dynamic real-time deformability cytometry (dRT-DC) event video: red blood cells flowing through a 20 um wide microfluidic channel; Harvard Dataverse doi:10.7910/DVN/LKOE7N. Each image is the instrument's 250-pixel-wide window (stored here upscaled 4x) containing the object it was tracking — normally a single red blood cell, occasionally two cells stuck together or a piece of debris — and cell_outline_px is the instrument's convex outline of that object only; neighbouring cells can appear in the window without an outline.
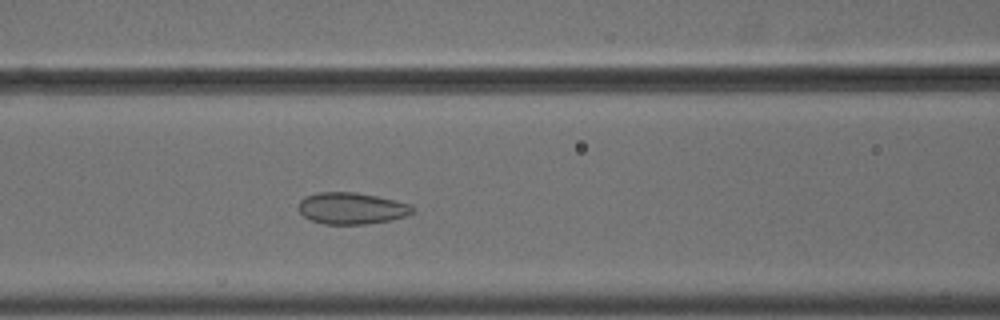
{"species": "common noctule bat (a hibernating species)", "species_latin": "Nyctalus noctula", "temperature_condition": "cold", "stored_images_in_passage": 42, "camera_frame_rate_fps": 3000, "um_per_image_px": 0.085, "animal": {"sex": "male", "body_mass_g": 18.8}, "frame": {"image": 1, "passage_image": 11, "time_ms": 3.333, "image_size_px": [1000, 320], "cell_outline_px": [[416, 212], [404, 216], [388, 220], [364, 224], [324, 224], [312, 220], [304, 216], [300, 212], [300, 200], [304, 196], [316, 192], [356, 192], [376, 196], [408, 204], [416, 208]], "centroid_in_image_um": [29.88, 17.7], "position_along_channel_um": 136.7, "area_um2": 20.81}}
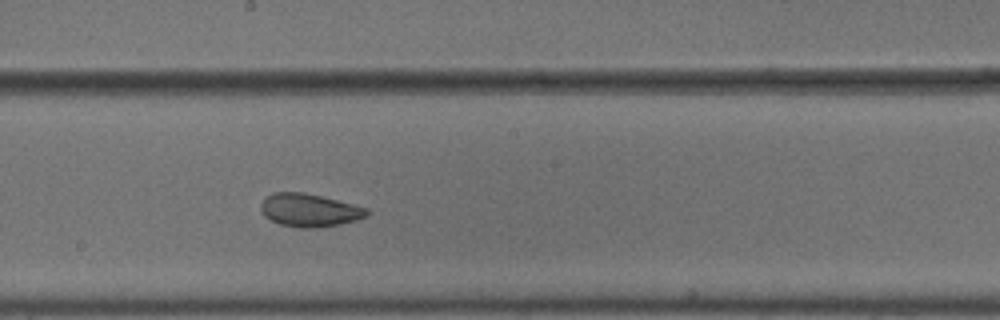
{"frame": {"image": 2, "passage_image": 18, "time_ms": 5.667, "image_size_px": [1000, 320], "cell_outline_px": [[372, 212], [368, 216], [356, 220], [340, 224], [312, 228], [300, 228], [280, 224], [264, 216], [260, 208], [260, 204], [268, 196], [276, 192], [304, 192], [368, 208]], "centroid_in_image_um": [26.33, 17.87], "position_along_channel_um": 221.9, "area_um2": 20.29}}
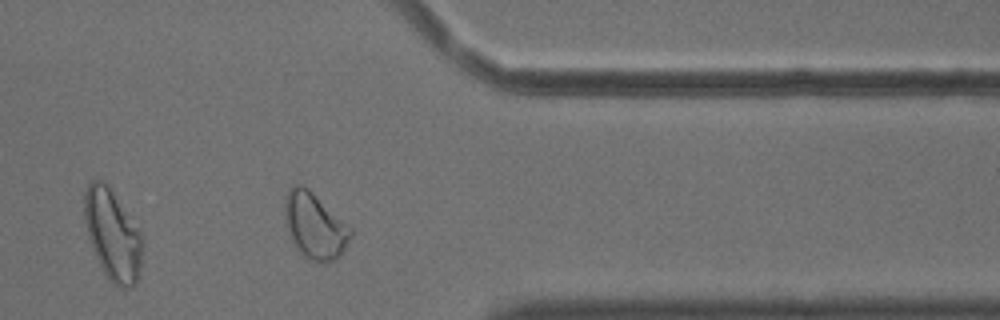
{"frame": {"image": 3, "passage_image": 32, "time_ms": 10.333, "image_size_px": [1000, 320], "cell_outline_px": [[352, 236], [340, 256], [336, 260], [324, 264], [320, 264], [304, 256], [300, 252], [292, 240], [288, 228], [284, 212], [284, 200], [288, 188], [292, 184], [300, 184], [308, 188], [348, 224], [352, 228]], "centroid_in_image_um": [26.77, 19.19], "position_along_channel_um": 384.6, "area_um2": 25.43}, "authors_computed_cell_mechanics": {"area_um2": 22.0507, "velocity_mm_per_s": 3.6538, "shape_relaxation_time_tau1_ms": null, "shape_relaxation_time_tau2_ms": 1.2159, "deformation_change_tau1": null, "deformation_change_tau2": 0.0475}}